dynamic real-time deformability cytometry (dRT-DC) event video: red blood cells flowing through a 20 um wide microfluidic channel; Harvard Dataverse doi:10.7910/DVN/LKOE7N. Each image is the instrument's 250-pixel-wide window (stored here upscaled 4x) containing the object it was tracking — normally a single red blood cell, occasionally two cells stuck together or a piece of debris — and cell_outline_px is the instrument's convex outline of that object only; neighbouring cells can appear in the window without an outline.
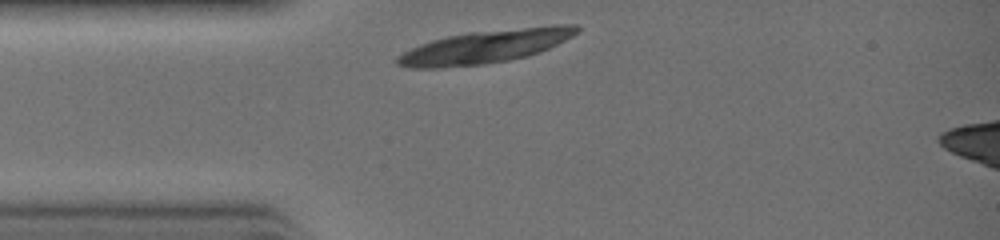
{"species": "common noctule bat (a hibernating species)", "species_latin": "Nyctalus noctula", "temperature_condition": "warm", "stored_images_in_passage": 17, "camera_frame_rate_fps": 3000, "um_per_image_px": 0.085, "animal": {"sex": "female", "body_mass_g": 19.0, "forearm_length_mm": 51.5}, "frame": {"image": 1, "passage_image": 1, "time_ms": 0.0, "image_size_px": [1000, 240], "cell_outline_px": [[580, 28], [572, 36], [540, 52], [528, 56], [508, 60], [484, 64], [440, 68], [408, 68], [396, 64], [396, 56], [420, 44], [432, 40], [448, 36], [468, 32], [556, 24], [576, 24]], "centroid_in_image_um": [41.24, 3.96], "position_along_channel_um": 43.8, "area_um2": 34.62}}